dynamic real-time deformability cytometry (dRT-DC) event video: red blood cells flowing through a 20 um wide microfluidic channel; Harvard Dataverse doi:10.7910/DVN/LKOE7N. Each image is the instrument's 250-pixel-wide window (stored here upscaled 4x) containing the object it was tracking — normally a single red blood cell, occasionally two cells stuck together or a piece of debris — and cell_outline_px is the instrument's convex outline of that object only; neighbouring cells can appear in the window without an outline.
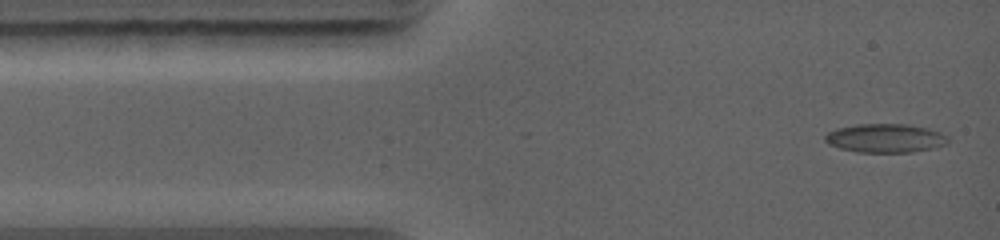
{"species": "common noctule bat (a hibernating species)", "species_latin": "Nyctalus noctula", "temperature_condition": "warm", "stored_images_in_passage": 4, "camera_frame_rate_fps": 5000, "um_per_image_px": 0.085, "animal": {"sex": "female", "body_mass_g": 19.0, "forearm_length_mm": 56.7}, "frame": {"image": 1, "passage_image": 1, "time_ms": 0.0, "image_size_px": [1000, 240], "cell_outline_px": [[948, 144], [932, 148], [912, 152], [856, 152], [840, 148], [828, 144], [824, 140], [824, 136], [828, 132], [836, 128], [856, 124], [908, 124], [928, 128], [940, 132], [948, 136]], "centroid_in_image_um": [75.25, 11.74], "position_along_channel_um": 9.8, "area_um2": 20.75}}
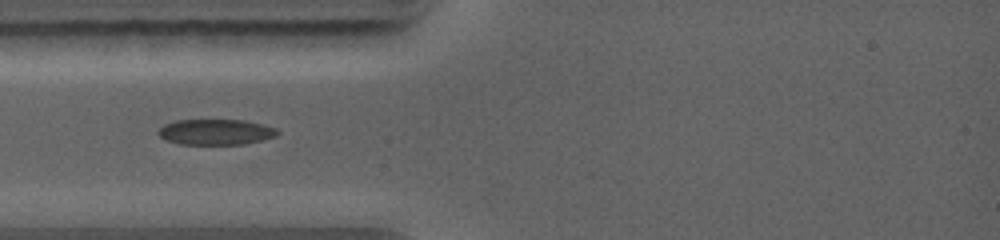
{"frame": {"image": 2, "passage_image": 4, "time_ms": 2.6, "image_size_px": [1000, 240], "cell_outline_px": [[280, 132], [276, 136], [244, 144], [180, 144], [168, 140], [160, 136], [156, 132], [164, 124], [172, 120], [244, 120], [276, 128]], "centroid_in_image_um": [18.31, 11.21], "position_along_channel_um": 66.7, "area_um2": 17.69}}